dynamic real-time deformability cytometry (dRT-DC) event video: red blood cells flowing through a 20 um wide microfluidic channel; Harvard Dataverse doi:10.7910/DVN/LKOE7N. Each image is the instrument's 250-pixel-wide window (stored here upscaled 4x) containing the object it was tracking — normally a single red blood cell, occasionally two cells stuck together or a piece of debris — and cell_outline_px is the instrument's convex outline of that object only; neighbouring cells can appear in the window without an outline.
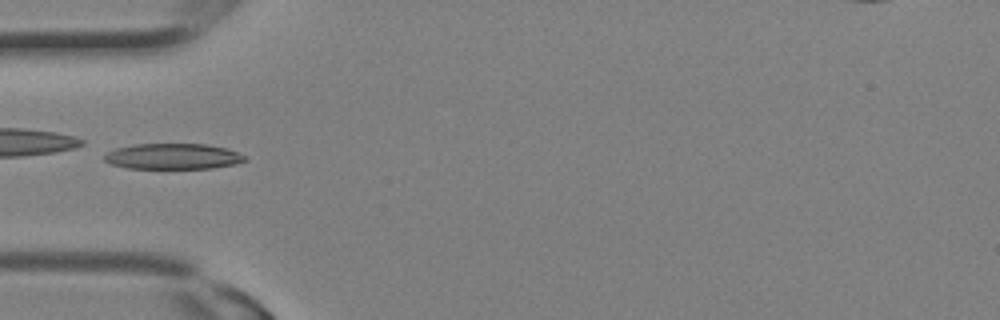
{"species": "Egyptian fruit bat (a non-hibernating species)", "species_latin": "Rousettus aegyptiacus", "temperature_condition": "room temperature", "stored_images_in_passage": 19, "camera_frame_rate_fps": 3000, "um_per_image_px": 0.085, "animal": {"sex": "female"}, "frame": {"image": 1, "passage_image": 1, "time_ms": 0.0, "image_size_px": [1000, 320], "cell_outline_px": [[248, 160], [236, 164], [212, 168], [128, 168], [112, 164], [104, 160], [104, 152], [116, 148], [136, 144], [204, 144], [228, 148], [244, 156]], "centroid_in_image_um": [14.69, 13.29], "position_along_channel_um": 70.3, "area_um2": 21.04}}
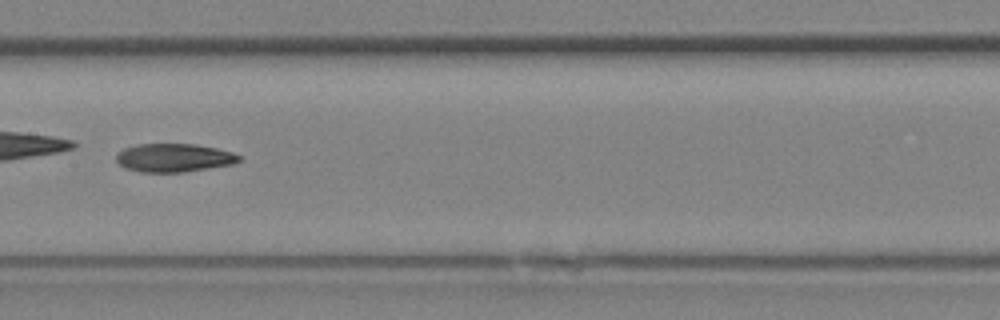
{"frame": {"image": 2, "passage_image": 6, "time_ms": 1.667, "image_size_px": [1000, 320], "cell_outline_px": [[240, 160], [232, 164], [184, 172], [140, 172], [124, 168], [116, 160], [116, 152], [124, 148], [136, 144], [196, 144], [216, 148], [232, 152], [240, 156]], "centroid_in_image_um": [14.74, 13.41], "position_along_channel_um": 192.7, "area_um2": 20.35}}
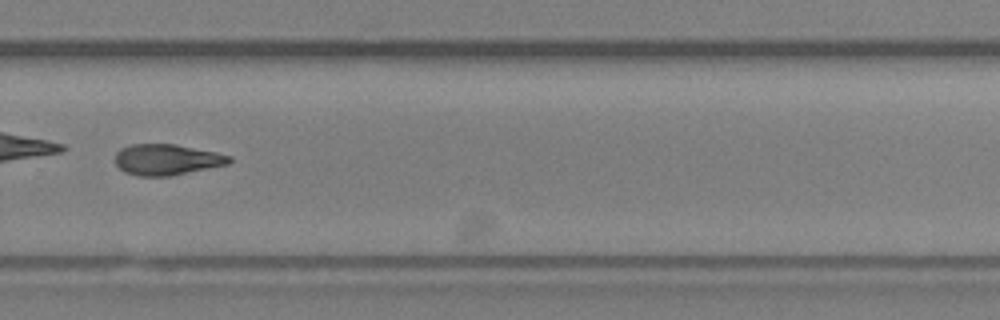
{"frame": {"image": 3, "passage_image": 11, "time_ms": 3.333, "image_size_px": [1000, 320], "cell_outline_px": [[232, 160], [228, 164], [172, 176], [136, 176], [124, 172], [116, 164], [116, 152], [120, 148], [132, 144], [176, 144], [216, 152], [232, 156]], "centroid_in_image_um": [14.18, 13.57], "position_along_channel_um": 315.6, "area_um2": 20.69}}